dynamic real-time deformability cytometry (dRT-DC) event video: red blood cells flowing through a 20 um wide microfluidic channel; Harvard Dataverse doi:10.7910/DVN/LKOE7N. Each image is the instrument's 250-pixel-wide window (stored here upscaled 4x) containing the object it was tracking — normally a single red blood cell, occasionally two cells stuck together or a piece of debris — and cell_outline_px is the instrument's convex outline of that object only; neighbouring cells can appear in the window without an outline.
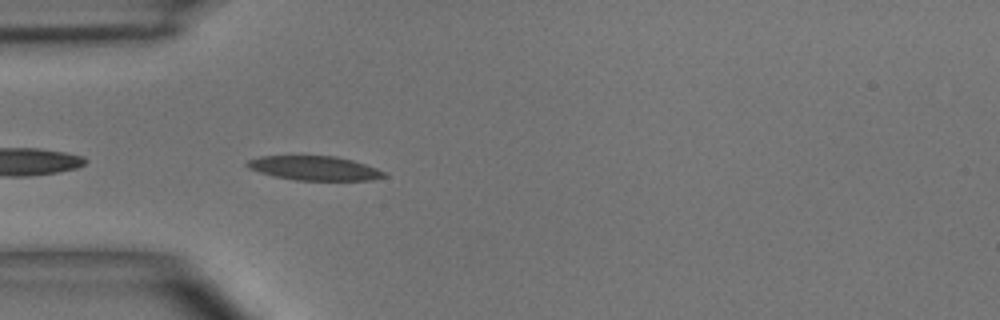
{"species": "common noctule bat (a hibernating species)", "species_latin": "Nyctalus noctula", "temperature_condition": "room temperature", "stored_images_in_passage": 3, "camera_frame_rate_fps": 3000, "um_per_image_px": 0.085, "animal": {"sex": "male", "body_mass_g": 15.6}, "frame": {"image": 1, "passage_image": 3, "time_ms": 2.333, "image_size_px": [1000, 320], "cell_outline_px": [[388, 176], [372, 180], [296, 180], [276, 176], [260, 172], [248, 168], [244, 164], [248, 160], [260, 156], [336, 156], [352, 160], [376, 168], [384, 172]], "centroid_in_image_um": [26.72, 14.29], "position_along_channel_um": 58.3, "area_um2": 19.19}}